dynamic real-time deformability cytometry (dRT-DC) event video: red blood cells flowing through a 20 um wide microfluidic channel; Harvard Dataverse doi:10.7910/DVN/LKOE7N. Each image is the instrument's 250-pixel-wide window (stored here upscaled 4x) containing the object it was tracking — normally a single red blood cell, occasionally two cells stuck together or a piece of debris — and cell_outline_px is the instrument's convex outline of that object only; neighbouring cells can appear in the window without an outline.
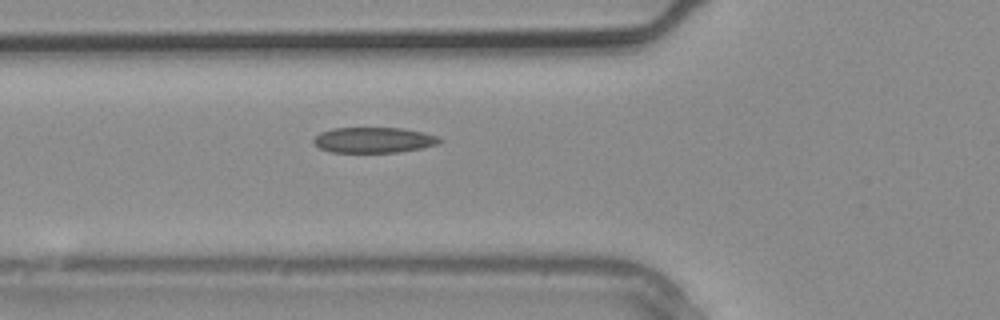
{"species": "common noctule bat (a hibernating species)", "species_latin": "Nyctalus noctula", "temperature_condition": "warm", "stored_images_in_passage": 3, "camera_frame_rate_fps": 3000, "um_per_image_px": 0.085, "animal": {"sex": "male", "body_mass_g": 20.4}, "frame": {"image": 1, "passage_image": 3, "time_ms": 0.667, "image_size_px": [1000, 320], "cell_outline_px": [[444, 140], [436, 144], [420, 148], [400, 152], [328, 152], [320, 148], [312, 140], [320, 132], [332, 128], [400, 128], [424, 132], [440, 136]], "centroid_in_image_um": [31.78, 11.9], "position_along_channel_um": 94.0, "area_um2": 18.79}}